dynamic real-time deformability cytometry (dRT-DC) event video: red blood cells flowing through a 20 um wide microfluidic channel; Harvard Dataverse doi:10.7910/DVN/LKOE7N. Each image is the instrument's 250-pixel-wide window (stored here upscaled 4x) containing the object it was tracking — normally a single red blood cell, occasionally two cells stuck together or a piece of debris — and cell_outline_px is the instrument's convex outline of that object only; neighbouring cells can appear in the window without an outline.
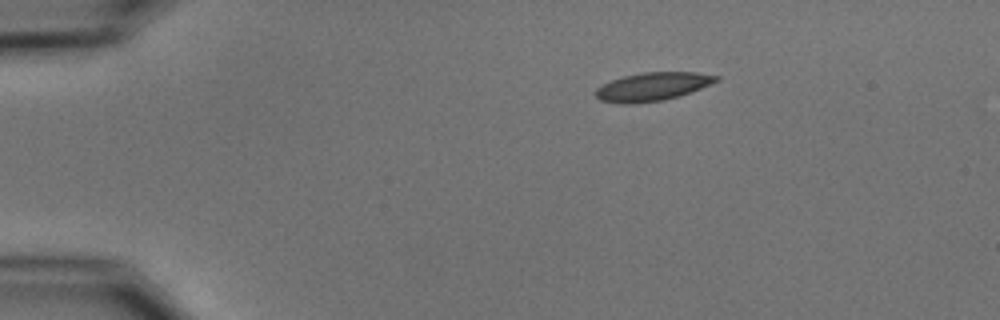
{"species": "common noctule bat (a hibernating species)", "species_latin": "Nyctalus noctula", "temperature_condition": "cold", "stored_images_in_passage": 3, "camera_frame_rate_fps": 3000, "um_per_image_px": 0.085, "animal": {"sex": "male", "body_mass_g": 15.6}, "frame": {"image": 1, "passage_image": 1, "time_ms": 0.0, "image_size_px": [1000, 320], "cell_outline_px": [[720, 80], [680, 96], [664, 100], [632, 104], [620, 104], [600, 100], [596, 96], [596, 88], [612, 80], [624, 76], [640, 72], [696, 72], [720, 76]], "centroid_in_image_um": [55.47, 7.36], "position_along_channel_um": 29.5, "area_um2": 19.94}}